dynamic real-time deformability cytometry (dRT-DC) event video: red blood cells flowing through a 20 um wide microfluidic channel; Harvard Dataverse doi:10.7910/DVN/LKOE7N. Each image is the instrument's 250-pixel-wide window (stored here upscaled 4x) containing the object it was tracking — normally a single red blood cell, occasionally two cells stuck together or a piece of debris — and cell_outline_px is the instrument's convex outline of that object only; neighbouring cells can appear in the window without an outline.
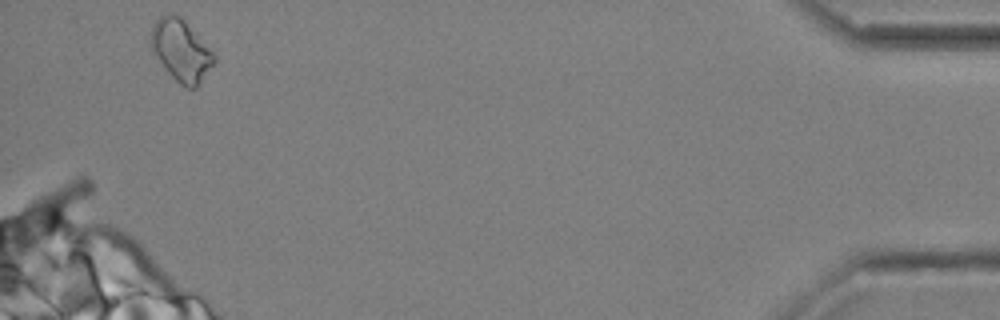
{"species": "common noctule bat (a hibernating species)", "species_latin": "Nyctalus noctula", "temperature_condition": "cold", "stored_images_in_passage": 48, "camera_frame_rate_fps": 3000, "um_per_image_px": 0.085, "animal": {"sex": "male", "body_mass_g": 20.4}, "frame": {"image": 1, "passage_image": 48, "time_ms": 15.667, "image_size_px": [1000, 320], "cell_outline_px": [[216, 60], [196, 88], [188, 88], [180, 84], [164, 68], [152, 52], [152, 28], [156, 20], [160, 16], [168, 12], [180, 16], [184, 20], [216, 56]], "centroid_in_image_um": [15.38, 4.28], "position_along_channel_um": 419.8, "area_um2": 22.2}}